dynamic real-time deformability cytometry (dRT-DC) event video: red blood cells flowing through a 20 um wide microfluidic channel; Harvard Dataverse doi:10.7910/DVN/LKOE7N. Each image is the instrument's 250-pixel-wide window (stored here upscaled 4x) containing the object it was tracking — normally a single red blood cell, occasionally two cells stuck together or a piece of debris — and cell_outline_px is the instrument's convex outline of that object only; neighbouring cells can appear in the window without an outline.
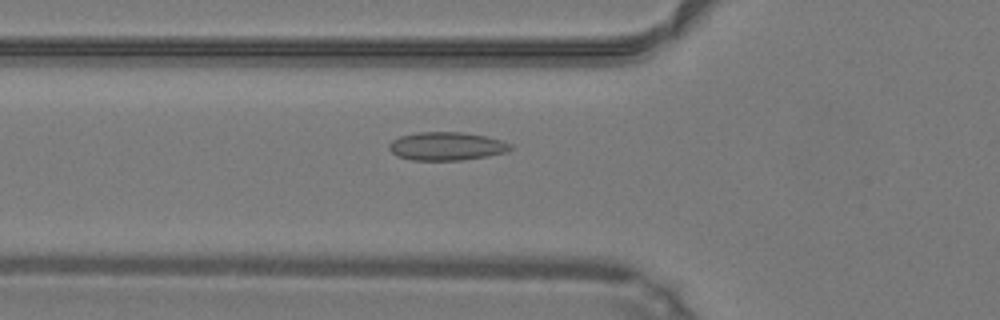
{"species": "common noctule bat (a hibernating species)", "species_latin": "Nyctalus noctula", "temperature_condition": "warm", "stored_images_in_passage": 49, "camera_frame_rate_fps": 3000, "um_per_image_px": 0.085, "animal": {"sex": "male", "body_mass_g": 19.2, "forearm_length_mm": 51.8}, "frame": {"image": 1, "passage_image": 18, "time_ms": 5.667, "image_size_px": [1000, 320], "cell_outline_px": [[512, 148], [508, 152], [488, 156], [460, 160], [412, 160], [396, 156], [388, 148], [388, 144], [392, 140], [400, 136], [420, 132], [460, 132], [484, 136], [504, 140], [512, 144]], "centroid_in_image_um": [37.97, 12.43], "position_along_channel_um": 87.8, "area_um2": 20.11}}
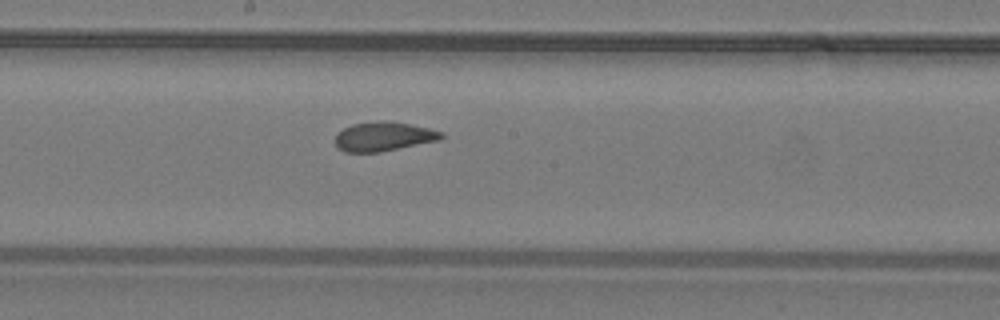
{"frame": {"image": 2, "passage_image": 27, "time_ms": 8.667, "image_size_px": [1000, 320], "cell_outline_px": [[444, 136], [440, 140], [380, 152], [344, 152], [336, 148], [336, 136], [344, 128], [352, 124], [384, 120], [408, 124], [428, 128], [444, 132]], "centroid_in_image_um": [32.61, 11.61], "position_along_channel_um": 215.6, "area_um2": 17.98}}
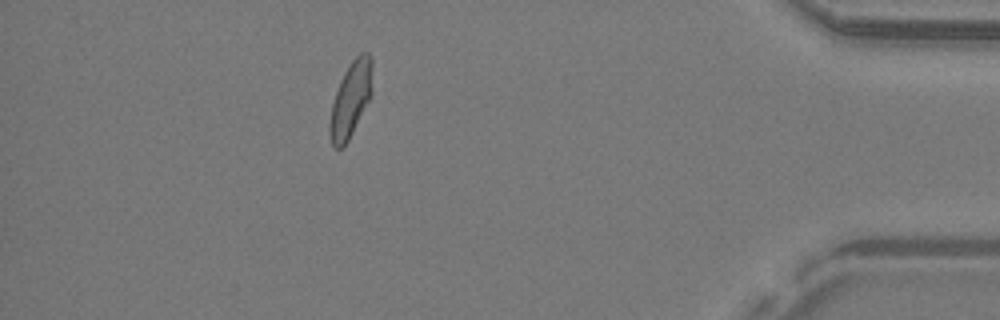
{"frame": {"image": 3, "passage_image": 44, "time_ms": 14.333, "image_size_px": [1000, 320], "cell_outline_px": [[372, 96], [348, 140], [340, 148], [336, 148], [332, 144], [328, 132], [328, 124], [332, 104], [340, 80], [344, 72], [352, 60], [360, 52], [368, 52], [372, 56]], "centroid_in_image_um": [29.82, 8.41], "position_along_channel_um": 405.4, "area_um2": 18.84}, "authors_computed_cell_mechanics": {"area_um2": 18.9584, "velocity_mm_per_s": 4.235, "shape_relaxation_time_tau1_ms": 9.8839, "shape_relaxation_time_tau2_ms": 1.2931, "deformation_change_tau1": 0.1816, "deformation_change_tau2": 0.0723}}